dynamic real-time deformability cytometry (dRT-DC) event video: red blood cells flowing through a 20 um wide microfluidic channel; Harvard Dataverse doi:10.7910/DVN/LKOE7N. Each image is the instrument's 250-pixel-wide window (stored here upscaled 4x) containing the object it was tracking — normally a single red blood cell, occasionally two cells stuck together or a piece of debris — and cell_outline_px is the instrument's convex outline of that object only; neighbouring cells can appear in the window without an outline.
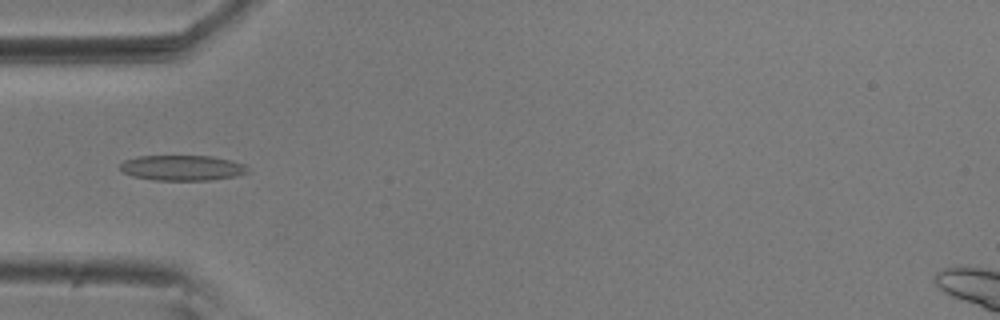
{"species": "common noctule bat (a hibernating species)", "species_latin": "Nyctalus noctula", "temperature_condition": "room temperature", "stored_images_in_passage": 39, "camera_frame_rate_fps": 3000, "um_per_image_px": 0.085, "animal": {"sex": "male", "body_mass_g": 20.5, "forearm_length_mm": 52.5}, "frame": {"image": 1, "passage_image": 1, "time_ms": 0.0, "image_size_px": [1000, 320], "cell_outline_px": [[248, 168], [244, 172], [232, 176], [212, 180], [152, 180], [132, 176], [124, 172], [120, 168], [120, 164], [124, 160], [136, 156], [212, 156], [244, 164]], "centroid_in_image_um": [15.41, 14.26], "position_along_channel_um": 69.6, "area_um2": 18.61}}
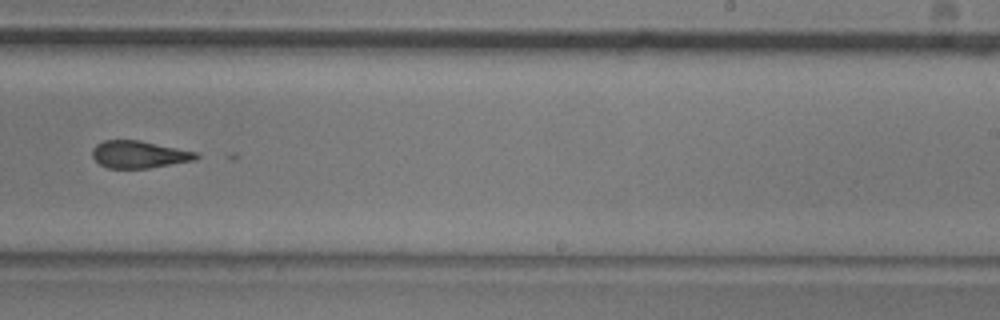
{"frame": {"image": 2, "passage_image": 18, "time_ms": 5.667, "image_size_px": [1000, 320], "cell_outline_px": [[200, 156], [196, 160], [148, 168], [108, 168], [100, 164], [92, 156], [92, 148], [96, 144], [104, 140], [140, 140], [196, 152]], "centroid_in_image_um": [11.81, 13.12], "position_along_channel_um": 277.2, "area_um2": 16.47}}
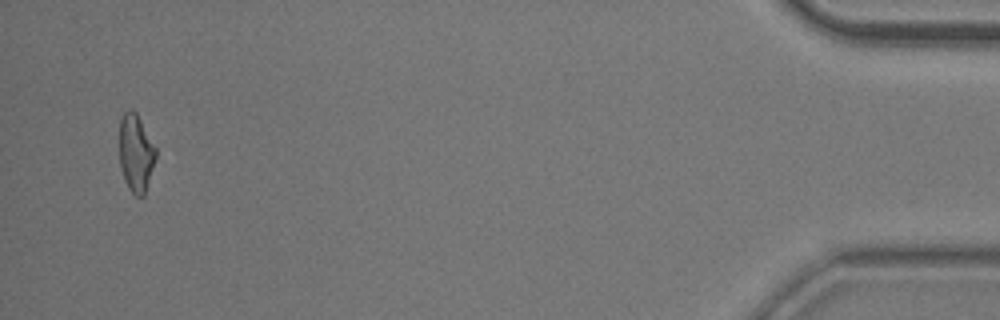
{"frame": {"image": 3, "passage_image": 37, "time_ms": 12.0, "image_size_px": [1000, 320], "cell_outline_px": [[156, 156], [144, 196], [136, 196], [128, 188], [124, 180], [120, 164], [120, 116], [128, 108], [132, 108], [136, 112], [156, 148]], "centroid_in_image_um": [11.54, 12.98], "position_along_channel_um": 423.7, "area_um2": 16.42}}